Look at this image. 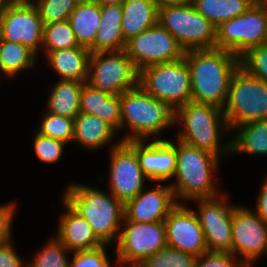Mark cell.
<instances>
[{"mask_svg": "<svg viewBox=\"0 0 267 267\" xmlns=\"http://www.w3.org/2000/svg\"><path fill=\"white\" fill-rule=\"evenodd\" d=\"M184 58L190 71L192 101L222 109L240 58L218 48L187 50Z\"/></svg>", "mask_w": 267, "mask_h": 267, "instance_id": "cell-1", "label": "cell"}, {"mask_svg": "<svg viewBox=\"0 0 267 267\" xmlns=\"http://www.w3.org/2000/svg\"><path fill=\"white\" fill-rule=\"evenodd\" d=\"M63 199L91 225L103 244H110L115 237L118 242L124 204L113 194L73 183L67 187Z\"/></svg>", "mask_w": 267, "mask_h": 267, "instance_id": "cell-2", "label": "cell"}, {"mask_svg": "<svg viewBox=\"0 0 267 267\" xmlns=\"http://www.w3.org/2000/svg\"><path fill=\"white\" fill-rule=\"evenodd\" d=\"M120 108V129L127 125L131 130L121 141L146 140L177 123V109L146 93L140 86L120 95Z\"/></svg>", "mask_w": 267, "mask_h": 267, "instance_id": "cell-3", "label": "cell"}, {"mask_svg": "<svg viewBox=\"0 0 267 267\" xmlns=\"http://www.w3.org/2000/svg\"><path fill=\"white\" fill-rule=\"evenodd\" d=\"M176 122L183 123V130L178 133L177 140L207 151L219 159L231 153V141L222 146L220 143L223 134L230 130L221 108L190 101L177 109Z\"/></svg>", "mask_w": 267, "mask_h": 267, "instance_id": "cell-4", "label": "cell"}, {"mask_svg": "<svg viewBox=\"0 0 267 267\" xmlns=\"http://www.w3.org/2000/svg\"><path fill=\"white\" fill-rule=\"evenodd\" d=\"M174 143L177 155L176 183L170 184L175 199L196 200L215 198L218 193L213 183L214 171L218 168L219 158L193 147L181 140ZM179 198V199H178Z\"/></svg>", "mask_w": 267, "mask_h": 267, "instance_id": "cell-5", "label": "cell"}, {"mask_svg": "<svg viewBox=\"0 0 267 267\" xmlns=\"http://www.w3.org/2000/svg\"><path fill=\"white\" fill-rule=\"evenodd\" d=\"M222 110L230 130L267 119V82L249 75L239 66L230 79Z\"/></svg>", "mask_w": 267, "mask_h": 267, "instance_id": "cell-6", "label": "cell"}, {"mask_svg": "<svg viewBox=\"0 0 267 267\" xmlns=\"http://www.w3.org/2000/svg\"><path fill=\"white\" fill-rule=\"evenodd\" d=\"M158 23L175 37L184 51L215 48L216 27L191 3L159 7Z\"/></svg>", "mask_w": 267, "mask_h": 267, "instance_id": "cell-7", "label": "cell"}, {"mask_svg": "<svg viewBox=\"0 0 267 267\" xmlns=\"http://www.w3.org/2000/svg\"><path fill=\"white\" fill-rule=\"evenodd\" d=\"M139 86L156 99L170 103L175 109L192 101L190 71L184 57L141 69Z\"/></svg>", "mask_w": 267, "mask_h": 267, "instance_id": "cell-8", "label": "cell"}, {"mask_svg": "<svg viewBox=\"0 0 267 267\" xmlns=\"http://www.w3.org/2000/svg\"><path fill=\"white\" fill-rule=\"evenodd\" d=\"M266 41L267 17L260 0H256L243 14L216 27L215 48L230 51L239 58Z\"/></svg>", "mask_w": 267, "mask_h": 267, "instance_id": "cell-9", "label": "cell"}, {"mask_svg": "<svg viewBox=\"0 0 267 267\" xmlns=\"http://www.w3.org/2000/svg\"><path fill=\"white\" fill-rule=\"evenodd\" d=\"M87 83L98 90L120 96L139 86V70L125 49L91 53Z\"/></svg>", "mask_w": 267, "mask_h": 267, "instance_id": "cell-10", "label": "cell"}, {"mask_svg": "<svg viewBox=\"0 0 267 267\" xmlns=\"http://www.w3.org/2000/svg\"><path fill=\"white\" fill-rule=\"evenodd\" d=\"M125 224L117 242V262L121 267H136L146 258L167 247L166 229L162 222Z\"/></svg>", "mask_w": 267, "mask_h": 267, "instance_id": "cell-11", "label": "cell"}, {"mask_svg": "<svg viewBox=\"0 0 267 267\" xmlns=\"http://www.w3.org/2000/svg\"><path fill=\"white\" fill-rule=\"evenodd\" d=\"M125 50L139 71L182 59L185 53L175 37L159 23L128 40Z\"/></svg>", "mask_w": 267, "mask_h": 267, "instance_id": "cell-12", "label": "cell"}, {"mask_svg": "<svg viewBox=\"0 0 267 267\" xmlns=\"http://www.w3.org/2000/svg\"><path fill=\"white\" fill-rule=\"evenodd\" d=\"M43 31L39 12L30 0L12 1L0 18V38L21 43L36 55L43 44Z\"/></svg>", "mask_w": 267, "mask_h": 267, "instance_id": "cell-13", "label": "cell"}, {"mask_svg": "<svg viewBox=\"0 0 267 267\" xmlns=\"http://www.w3.org/2000/svg\"><path fill=\"white\" fill-rule=\"evenodd\" d=\"M232 254L252 267L262 254L267 253V224L247 207L235 206L232 215Z\"/></svg>", "mask_w": 267, "mask_h": 267, "instance_id": "cell-14", "label": "cell"}, {"mask_svg": "<svg viewBox=\"0 0 267 267\" xmlns=\"http://www.w3.org/2000/svg\"><path fill=\"white\" fill-rule=\"evenodd\" d=\"M110 157V193L125 204L144 189L147 177L139 165L136 152L126 141L120 140L112 146Z\"/></svg>", "mask_w": 267, "mask_h": 267, "instance_id": "cell-15", "label": "cell"}, {"mask_svg": "<svg viewBox=\"0 0 267 267\" xmlns=\"http://www.w3.org/2000/svg\"><path fill=\"white\" fill-rule=\"evenodd\" d=\"M224 195L215 198L196 199L200 225L208 251L232 253V215L236 205H228Z\"/></svg>", "mask_w": 267, "mask_h": 267, "instance_id": "cell-16", "label": "cell"}, {"mask_svg": "<svg viewBox=\"0 0 267 267\" xmlns=\"http://www.w3.org/2000/svg\"><path fill=\"white\" fill-rule=\"evenodd\" d=\"M167 246L196 257L208 252L195 210L178 203L164 221Z\"/></svg>", "mask_w": 267, "mask_h": 267, "instance_id": "cell-17", "label": "cell"}, {"mask_svg": "<svg viewBox=\"0 0 267 267\" xmlns=\"http://www.w3.org/2000/svg\"><path fill=\"white\" fill-rule=\"evenodd\" d=\"M136 156L147 179L160 182L174 177L177 168L176 147L172 141L155 139L145 144L144 140L127 142Z\"/></svg>", "mask_w": 267, "mask_h": 267, "instance_id": "cell-18", "label": "cell"}, {"mask_svg": "<svg viewBox=\"0 0 267 267\" xmlns=\"http://www.w3.org/2000/svg\"><path fill=\"white\" fill-rule=\"evenodd\" d=\"M177 204L170 184L157 185L149 191L143 189L134 199L124 204L123 221L162 222Z\"/></svg>", "mask_w": 267, "mask_h": 267, "instance_id": "cell-19", "label": "cell"}, {"mask_svg": "<svg viewBox=\"0 0 267 267\" xmlns=\"http://www.w3.org/2000/svg\"><path fill=\"white\" fill-rule=\"evenodd\" d=\"M63 203L67 212L60 218L56 238L71 252L104 245L94 234L91 225L64 199Z\"/></svg>", "mask_w": 267, "mask_h": 267, "instance_id": "cell-20", "label": "cell"}, {"mask_svg": "<svg viewBox=\"0 0 267 267\" xmlns=\"http://www.w3.org/2000/svg\"><path fill=\"white\" fill-rule=\"evenodd\" d=\"M120 96L98 90L87 82L80 95V112L100 118L110 124L116 131L121 125Z\"/></svg>", "mask_w": 267, "mask_h": 267, "instance_id": "cell-21", "label": "cell"}, {"mask_svg": "<svg viewBox=\"0 0 267 267\" xmlns=\"http://www.w3.org/2000/svg\"><path fill=\"white\" fill-rule=\"evenodd\" d=\"M122 5L101 6L100 25L91 53L121 51L126 48L122 30Z\"/></svg>", "mask_w": 267, "mask_h": 267, "instance_id": "cell-22", "label": "cell"}, {"mask_svg": "<svg viewBox=\"0 0 267 267\" xmlns=\"http://www.w3.org/2000/svg\"><path fill=\"white\" fill-rule=\"evenodd\" d=\"M90 50L84 47L51 51L45 56L59 80L87 82Z\"/></svg>", "mask_w": 267, "mask_h": 267, "instance_id": "cell-23", "label": "cell"}, {"mask_svg": "<svg viewBox=\"0 0 267 267\" xmlns=\"http://www.w3.org/2000/svg\"><path fill=\"white\" fill-rule=\"evenodd\" d=\"M159 7L153 0H125L122 4L121 30L125 41L158 23Z\"/></svg>", "mask_w": 267, "mask_h": 267, "instance_id": "cell-24", "label": "cell"}, {"mask_svg": "<svg viewBox=\"0 0 267 267\" xmlns=\"http://www.w3.org/2000/svg\"><path fill=\"white\" fill-rule=\"evenodd\" d=\"M73 127V141L91 150L111 143L117 132L100 118L81 112L74 118Z\"/></svg>", "mask_w": 267, "mask_h": 267, "instance_id": "cell-25", "label": "cell"}, {"mask_svg": "<svg viewBox=\"0 0 267 267\" xmlns=\"http://www.w3.org/2000/svg\"><path fill=\"white\" fill-rule=\"evenodd\" d=\"M101 6L95 1H80L68 21L79 46L90 49L95 42L100 25Z\"/></svg>", "mask_w": 267, "mask_h": 267, "instance_id": "cell-26", "label": "cell"}, {"mask_svg": "<svg viewBox=\"0 0 267 267\" xmlns=\"http://www.w3.org/2000/svg\"><path fill=\"white\" fill-rule=\"evenodd\" d=\"M84 83L58 80L49 93L47 111L74 119L80 113V95Z\"/></svg>", "mask_w": 267, "mask_h": 267, "instance_id": "cell-27", "label": "cell"}, {"mask_svg": "<svg viewBox=\"0 0 267 267\" xmlns=\"http://www.w3.org/2000/svg\"><path fill=\"white\" fill-rule=\"evenodd\" d=\"M235 129L231 153L267 155V119L246 123Z\"/></svg>", "mask_w": 267, "mask_h": 267, "instance_id": "cell-28", "label": "cell"}, {"mask_svg": "<svg viewBox=\"0 0 267 267\" xmlns=\"http://www.w3.org/2000/svg\"><path fill=\"white\" fill-rule=\"evenodd\" d=\"M256 0H192L195 10L215 27L246 12Z\"/></svg>", "mask_w": 267, "mask_h": 267, "instance_id": "cell-29", "label": "cell"}, {"mask_svg": "<svg viewBox=\"0 0 267 267\" xmlns=\"http://www.w3.org/2000/svg\"><path fill=\"white\" fill-rule=\"evenodd\" d=\"M36 54L21 43L0 38V71L13 78L24 69L34 67Z\"/></svg>", "mask_w": 267, "mask_h": 267, "instance_id": "cell-30", "label": "cell"}, {"mask_svg": "<svg viewBox=\"0 0 267 267\" xmlns=\"http://www.w3.org/2000/svg\"><path fill=\"white\" fill-rule=\"evenodd\" d=\"M79 46L68 20L44 25L42 49L45 53Z\"/></svg>", "mask_w": 267, "mask_h": 267, "instance_id": "cell-31", "label": "cell"}, {"mask_svg": "<svg viewBox=\"0 0 267 267\" xmlns=\"http://www.w3.org/2000/svg\"><path fill=\"white\" fill-rule=\"evenodd\" d=\"M197 257L170 247L146 258L138 267H194Z\"/></svg>", "mask_w": 267, "mask_h": 267, "instance_id": "cell-32", "label": "cell"}, {"mask_svg": "<svg viewBox=\"0 0 267 267\" xmlns=\"http://www.w3.org/2000/svg\"><path fill=\"white\" fill-rule=\"evenodd\" d=\"M37 8L43 24L68 20L80 0H31Z\"/></svg>", "mask_w": 267, "mask_h": 267, "instance_id": "cell-33", "label": "cell"}, {"mask_svg": "<svg viewBox=\"0 0 267 267\" xmlns=\"http://www.w3.org/2000/svg\"><path fill=\"white\" fill-rule=\"evenodd\" d=\"M43 116L38 133L66 144L73 141V118L56 115L48 111Z\"/></svg>", "mask_w": 267, "mask_h": 267, "instance_id": "cell-34", "label": "cell"}, {"mask_svg": "<svg viewBox=\"0 0 267 267\" xmlns=\"http://www.w3.org/2000/svg\"><path fill=\"white\" fill-rule=\"evenodd\" d=\"M69 251L56 237L49 240L26 267H69L66 254Z\"/></svg>", "mask_w": 267, "mask_h": 267, "instance_id": "cell-35", "label": "cell"}, {"mask_svg": "<svg viewBox=\"0 0 267 267\" xmlns=\"http://www.w3.org/2000/svg\"><path fill=\"white\" fill-rule=\"evenodd\" d=\"M240 67L249 75L267 82V44L249 49L240 57Z\"/></svg>", "mask_w": 267, "mask_h": 267, "instance_id": "cell-36", "label": "cell"}, {"mask_svg": "<svg viewBox=\"0 0 267 267\" xmlns=\"http://www.w3.org/2000/svg\"><path fill=\"white\" fill-rule=\"evenodd\" d=\"M34 150L37 157L44 163H55L59 161L64 151L66 143L50 137L35 134Z\"/></svg>", "mask_w": 267, "mask_h": 267, "instance_id": "cell-37", "label": "cell"}, {"mask_svg": "<svg viewBox=\"0 0 267 267\" xmlns=\"http://www.w3.org/2000/svg\"><path fill=\"white\" fill-rule=\"evenodd\" d=\"M105 246L106 244L91 250L71 252L74 256L69 267H111Z\"/></svg>", "mask_w": 267, "mask_h": 267, "instance_id": "cell-38", "label": "cell"}, {"mask_svg": "<svg viewBox=\"0 0 267 267\" xmlns=\"http://www.w3.org/2000/svg\"><path fill=\"white\" fill-rule=\"evenodd\" d=\"M231 252L208 251L197 257L194 267H246Z\"/></svg>", "mask_w": 267, "mask_h": 267, "instance_id": "cell-39", "label": "cell"}, {"mask_svg": "<svg viewBox=\"0 0 267 267\" xmlns=\"http://www.w3.org/2000/svg\"><path fill=\"white\" fill-rule=\"evenodd\" d=\"M15 205L13 202L0 205V245L11 240V226L15 215Z\"/></svg>", "mask_w": 267, "mask_h": 267, "instance_id": "cell-40", "label": "cell"}, {"mask_svg": "<svg viewBox=\"0 0 267 267\" xmlns=\"http://www.w3.org/2000/svg\"><path fill=\"white\" fill-rule=\"evenodd\" d=\"M10 240L7 243L0 245V267H26L23 260L14 251Z\"/></svg>", "mask_w": 267, "mask_h": 267, "instance_id": "cell-41", "label": "cell"}, {"mask_svg": "<svg viewBox=\"0 0 267 267\" xmlns=\"http://www.w3.org/2000/svg\"><path fill=\"white\" fill-rule=\"evenodd\" d=\"M255 212L267 224V177L262 184Z\"/></svg>", "mask_w": 267, "mask_h": 267, "instance_id": "cell-42", "label": "cell"}, {"mask_svg": "<svg viewBox=\"0 0 267 267\" xmlns=\"http://www.w3.org/2000/svg\"><path fill=\"white\" fill-rule=\"evenodd\" d=\"M158 7L164 5H173V4H186L191 3L192 0H153Z\"/></svg>", "mask_w": 267, "mask_h": 267, "instance_id": "cell-43", "label": "cell"}, {"mask_svg": "<svg viewBox=\"0 0 267 267\" xmlns=\"http://www.w3.org/2000/svg\"><path fill=\"white\" fill-rule=\"evenodd\" d=\"M100 6L106 5H122L125 0H93Z\"/></svg>", "mask_w": 267, "mask_h": 267, "instance_id": "cell-44", "label": "cell"}, {"mask_svg": "<svg viewBox=\"0 0 267 267\" xmlns=\"http://www.w3.org/2000/svg\"><path fill=\"white\" fill-rule=\"evenodd\" d=\"M13 0H0V18L1 16L5 13L8 5L12 2Z\"/></svg>", "mask_w": 267, "mask_h": 267, "instance_id": "cell-45", "label": "cell"}, {"mask_svg": "<svg viewBox=\"0 0 267 267\" xmlns=\"http://www.w3.org/2000/svg\"><path fill=\"white\" fill-rule=\"evenodd\" d=\"M263 5H264V8H265V12H266V17H267V0H260ZM266 44H267V41H266Z\"/></svg>", "mask_w": 267, "mask_h": 267, "instance_id": "cell-46", "label": "cell"}]
</instances>
